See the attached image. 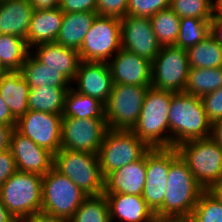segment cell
<instances>
[{
  "mask_svg": "<svg viewBox=\"0 0 222 222\" xmlns=\"http://www.w3.org/2000/svg\"><path fill=\"white\" fill-rule=\"evenodd\" d=\"M186 222H222V202L209 190H204Z\"/></svg>",
  "mask_w": 222,
  "mask_h": 222,
  "instance_id": "35",
  "label": "cell"
},
{
  "mask_svg": "<svg viewBox=\"0 0 222 222\" xmlns=\"http://www.w3.org/2000/svg\"><path fill=\"white\" fill-rule=\"evenodd\" d=\"M204 188L196 181L176 147H170L168 181L161 205V222H186Z\"/></svg>",
  "mask_w": 222,
  "mask_h": 222,
  "instance_id": "1",
  "label": "cell"
},
{
  "mask_svg": "<svg viewBox=\"0 0 222 222\" xmlns=\"http://www.w3.org/2000/svg\"><path fill=\"white\" fill-rule=\"evenodd\" d=\"M43 176L17 170L0 187V198L16 222L41 212Z\"/></svg>",
  "mask_w": 222,
  "mask_h": 222,
  "instance_id": "4",
  "label": "cell"
},
{
  "mask_svg": "<svg viewBox=\"0 0 222 222\" xmlns=\"http://www.w3.org/2000/svg\"><path fill=\"white\" fill-rule=\"evenodd\" d=\"M16 171L15 159L11 150L0 152V187Z\"/></svg>",
  "mask_w": 222,
  "mask_h": 222,
  "instance_id": "41",
  "label": "cell"
},
{
  "mask_svg": "<svg viewBox=\"0 0 222 222\" xmlns=\"http://www.w3.org/2000/svg\"><path fill=\"white\" fill-rule=\"evenodd\" d=\"M31 55L44 67L57 69L73 84L80 63L79 52L56 42L36 45ZM36 51V52H35ZM33 53V54H32Z\"/></svg>",
  "mask_w": 222,
  "mask_h": 222,
  "instance_id": "19",
  "label": "cell"
},
{
  "mask_svg": "<svg viewBox=\"0 0 222 222\" xmlns=\"http://www.w3.org/2000/svg\"><path fill=\"white\" fill-rule=\"evenodd\" d=\"M120 49V19L97 15L78 52L81 61L108 62Z\"/></svg>",
  "mask_w": 222,
  "mask_h": 222,
  "instance_id": "10",
  "label": "cell"
},
{
  "mask_svg": "<svg viewBox=\"0 0 222 222\" xmlns=\"http://www.w3.org/2000/svg\"><path fill=\"white\" fill-rule=\"evenodd\" d=\"M169 8L180 18L193 17L204 20L212 18V0H170Z\"/></svg>",
  "mask_w": 222,
  "mask_h": 222,
  "instance_id": "36",
  "label": "cell"
},
{
  "mask_svg": "<svg viewBox=\"0 0 222 222\" xmlns=\"http://www.w3.org/2000/svg\"><path fill=\"white\" fill-rule=\"evenodd\" d=\"M69 222H111L109 204L105 194L88 195Z\"/></svg>",
  "mask_w": 222,
  "mask_h": 222,
  "instance_id": "33",
  "label": "cell"
},
{
  "mask_svg": "<svg viewBox=\"0 0 222 222\" xmlns=\"http://www.w3.org/2000/svg\"><path fill=\"white\" fill-rule=\"evenodd\" d=\"M127 6L128 0H97L96 13L121 19L127 15Z\"/></svg>",
  "mask_w": 222,
  "mask_h": 222,
  "instance_id": "39",
  "label": "cell"
},
{
  "mask_svg": "<svg viewBox=\"0 0 222 222\" xmlns=\"http://www.w3.org/2000/svg\"><path fill=\"white\" fill-rule=\"evenodd\" d=\"M113 84L151 87V62L121 48L108 62Z\"/></svg>",
  "mask_w": 222,
  "mask_h": 222,
  "instance_id": "17",
  "label": "cell"
},
{
  "mask_svg": "<svg viewBox=\"0 0 222 222\" xmlns=\"http://www.w3.org/2000/svg\"><path fill=\"white\" fill-rule=\"evenodd\" d=\"M71 87L36 86L30 88L28 96L29 110L62 115L65 97Z\"/></svg>",
  "mask_w": 222,
  "mask_h": 222,
  "instance_id": "26",
  "label": "cell"
},
{
  "mask_svg": "<svg viewBox=\"0 0 222 222\" xmlns=\"http://www.w3.org/2000/svg\"><path fill=\"white\" fill-rule=\"evenodd\" d=\"M4 71H3V69L1 68V66H0V76H1V74L3 73Z\"/></svg>",
  "mask_w": 222,
  "mask_h": 222,
  "instance_id": "51",
  "label": "cell"
},
{
  "mask_svg": "<svg viewBox=\"0 0 222 222\" xmlns=\"http://www.w3.org/2000/svg\"><path fill=\"white\" fill-rule=\"evenodd\" d=\"M149 87L113 84L105 105L108 129L132 130L137 124Z\"/></svg>",
  "mask_w": 222,
  "mask_h": 222,
  "instance_id": "9",
  "label": "cell"
},
{
  "mask_svg": "<svg viewBox=\"0 0 222 222\" xmlns=\"http://www.w3.org/2000/svg\"><path fill=\"white\" fill-rule=\"evenodd\" d=\"M20 72L30 88L36 86L72 87V83L57 69L44 67L31 53L21 66Z\"/></svg>",
  "mask_w": 222,
  "mask_h": 222,
  "instance_id": "27",
  "label": "cell"
},
{
  "mask_svg": "<svg viewBox=\"0 0 222 222\" xmlns=\"http://www.w3.org/2000/svg\"><path fill=\"white\" fill-rule=\"evenodd\" d=\"M61 120L62 115L28 110L15 129L54 155L61 149Z\"/></svg>",
  "mask_w": 222,
  "mask_h": 222,
  "instance_id": "13",
  "label": "cell"
},
{
  "mask_svg": "<svg viewBox=\"0 0 222 222\" xmlns=\"http://www.w3.org/2000/svg\"><path fill=\"white\" fill-rule=\"evenodd\" d=\"M170 166V148H150L146 152V183L142 198L161 222V205L165 196Z\"/></svg>",
  "mask_w": 222,
  "mask_h": 222,
  "instance_id": "14",
  "label": "cell"
},
{
  "mask_svg": "<svg viewBox=\"0 0 222 222\" xmlns=\"http://www.w3.org/2000/svg\"><path fill=\"white\" fill-rule=\"evenodd\" d=\"M171 91L149 87L137 124L131 130L149 148H169Z\"/></svg>",
  "mask_w": 222,
  "mask_h": 222,
  "instance_id": "3",
  "label": "cell"
},
{
  "mask_svg": "<svg viewBox=\"0 0 222 222\" xmlns=\"http://www.w3.org/2000/svg\"><path fill=\"white\" fill-rule=\"evenodd\" d=\"M97 0H60L59 8L63 13L96 12Z\"/></svg>",
  "mask_w": 222,
  "mask_h": 222,
  "instance_id": "40",
  "label": "cell"
},
{
  "mask_svg": "<svg viewBox=\"0 0 222 222\" xmlns=\"http://www.w3.org/2000/svg\"><path fill=\"white\" fill-rule=\"evenodd\" d=\"M200 99L211 124L222 119V87Z\"/></svg>",
  "mask_w": 222,
  "mask_h": 222,
  "instance_id": "38",
  "label": "cell"
},
{
  "mask_svg": "<svg viewBox=\"0 0 222 222\" xmlns=\"http://www.w3.org/2000/svg\"><path fill=\"white\" fill-rule=\"evenodd\" d=\"M97 15L96 12L64 13L62 25L55 42L66 48L79 51L85 35Z\"/></svg>",
  "mask_w": 222,
  "mask_h": 222,
  "instance_id": "25",
  "label": "cell"
},
{
  "mask_svg": "<svg viewBox=\"0 0 222 222\" xmlns=\"http://www.w3.org/2000/svg\"><path fill=\"white\" fill-rule=\"evenodd\" d=\"M149 149L131 130L108 129L97 154L102 175L141 159Z\"/></svg>",
  "mask_w": 222,
  "mask_h": 222,
  "instance_id": "8",
  "label": "cell"
},
{
  "mask_svg": "<svg viewBox=\"0 0 222 222\" xmlns=\"http://www.w3.org/2000/svg\"><path fill=\"white\" fill-rule=\"evenodd\" d=\"M33 11L29 0H0V34L26 40Z\"/></svg>",
  "mask_w": 222,
  "mask_h": 222,
  "instance_id": "22",
  "label": "cell"
},
{
  "mask_svg": "<svg viewBox=\"0 0 222 222\" xmlns=\"http://www.w3.org/2000/svg\"><path fill=\"white\" fill-rule=\"evenodd\" d=\"M29 92L30 86L20 71H8L1 74L0 95L16 120L29 110Z\"/></svg>",
  "mask_w": 222,
  "mask_h": 222,
  "instance_id": "24",
  "label": "cell"
},
{
  "mask_svg": "<svg viewBox=\"0 0 222 222\" xmlns=\"http://www.w3.org/2000/svg\"><path fill=\"white\" fill-rule=\"evenodd\" d=\"M53 167L87 195L104 193V176L97 154L60 149L54 154Z\"/></svg>",
  "mask_w": 222,
  "mask_h": 222,
  "instance_id": "6",
  "label": "cell"
},
{
  "mask_svg": "<svg viewBox=\"0 0 222 222\" xmlns=\"http://www.w3.org/2000/svg\"><path fill=\"white\" fill-rule=\"evenodd\" d=\"M190 68L222 67V44L211 35L187 49Z\"/></svg>",
  "mask_w": 222,
  "mask_h": 222,
  "instance_id": "31",
  "label": "cell"
},
{
  "mask_svg": "<svg viewBox=\"0 0 222 222\" xmlns=\"http://www.w3.org/2000/svg\"><path fill=\"white\" fill-rule=\"evenodd\" d=\"M0 222H16V220L10 215L0 198Z\"/></svg>",
  "mask_w": 222,
  "mask_h": 222,
  "instance_id": "48",
  "label": "cell"
},
{
  "mask_svg": "<svg viewBox=\"0 0 222 222\" xmlns=\"http://www.w3.org/2000/svg\"><path fill=\"white\" fill-rule=\"evenodd\" d=\"M107 130L106 119L62 117L61 149L98 154Z\"/></svg>",
  "mask_w": 222,
  "mask_h": 222,
  "instance_id": "12",
  "label": "cell"
},
{
  "mask_svg": "<svg viewBox=\"0 0 222 222\" xmlns=\"http://www.w3.org/2000/svg\"><path fill=\"white\" fill-rule=\"evenodd\" d=\"M222 87V67L190 68L184 93L203 97Z\"/></svg>",
  "mask_w": 222,
  "mask_h": 222,
  "instance_id": "30",
  "label": "cell"
},
{
  "mask_svg": "<svg viewBox=\"0 0 222 222\" xmlns=\"http://www.w3.org/2000/svg\"><path fill=\"white\" fill-rule=\"evenodd\" d=\"M0 123L15 128L16 119L13 117L8 105L0 95Z\"/></svg>",
  "mask_w": 222,
  "mask_h": 222,
  "instance_id": "42",
  "label": "cell"
},
{
  "mask_svg": "<svg viewBox=\"0 0 222 222\" xmlns=\"http://www.w3.org/2000/svg\"><path fill=\"white\" fill-rule=\"evenodd\" d=\"M209 191L214 194L222 202V179L215 183Z\"/></svg>",
  "mask_w": 222,
  "mask_h": 222,
  "instance_id": "50",
  "label": "cell"
},
{
  "mask_svg": "<svg viewBox=\"0 0 222 222\" xmlns=\"http://www.w3.org/2000/svg\"><path fill=\"white\" fill-rule=\"evenodd\" d=\"M176 149L204 190L222 179V147L211 137L182 142Z\"/></svg>",
  "mask_w": 222,
  "mask_h": 222,
  "instance_id": "5",
  "label": "cell"
},
{
  "mask_svg": "<svg viewBox=\"0 0 222 222\" xmlns=\"http://www.w3.org/2000/svg\"><path fill=\"white\" fill-rule=\"evenodd\" d=\"M210 137L222 147V119L211 124Z\"/></svg>",
  "mask_w": 222,
  "mask_h": 222,
  "instance_id": "47",
  "label": "cell"
},
{
  "mask_svg": "<svg viewBox=\"0 0 222 222\" xmlns=\"http://www.w3.org/2000/svg\"><path fill=\"white\" fill-rule=\"evenodd\" d=\"M146 183L145 155L104 178V193H122L142 196Z\"/></svg>",
  "mask_w": 222,
  "mask_h": 222,
  "instance_id": "20",
  "label": "cell"
},
{
  "mask_svg": "<svg viewBox=\"0 0 222 222\" xmlns=\"http://www.w3.org/2000/svg\"><path fill=\"white\" fill-rule=\"evenodd\" d=\"M64 13L59 7L34 10L26 37L30 50L38 44L55 42L59 34Z\"/></svg>",
  "mask_w": 222,
  "mask_h": 222,
  "instance_id": "23",
  "label": "cell"
},
{
  "mask_svg": "<svg viewBox=\"0 0 222 222\" xmlns=\"http://www.w3.org/2000/svg\"><path fill=\"white\" fill-rule=\"evenodd\" d=\"M62 117L105 119V105L98 99L68 89Z\"/></svg>",
  "mask_w": 222,
  "mask_h": 222,
  "instance_id": "28",
  "label": "cell"
},
{
  "mask_svg": "<svg viewBox=\"0 0 222 222\" xmlns=\"http://www.w3.org/2000/svg\"><path fill=\"white\" fill-rule=\"evenodd\" d=\"M88 195L54 167L43 175L41 212L70 220Z\"/></svg>",
  "mask_w": 222,
  "mask_h": 222,
  "instance_id": "7",
  "label": "cell"
},
{
  "mask_svg": "<svg viewBox=\"0 0 222 222\" xmlns=\"http://www.w3.org/2000/svg\"><path fill=\"white\" fill-rule=\"evenodd\" d=\"M25 222H69V220L38 212L32 217H29Z\"/></svg>",
  "mask_w": 222,
  "mask_h": 222,
  "instance_id": "44",
  "label": "cell"
},
{
  "mask_svg": "<svg viewBox=\"0 0 222 222\" xmlns=\"http://www.w3.org/2000/svg\"><path fill=\"white\" fill-rule=\"evenodd\" d=\"M150 21L160 46H175L180 30V17L166 8L150 17Z\"/></svg>",
  "mask_w": 222,
  "mask_h": 222,
  "instance_id": "32",
  "label": "cell"
},
{
  "mask_svg": "<svg viewBox=\"0 0 222 222\" xmlns=\"http://www.w3.org/2000/svg\"><path fill=\"white\" fill-rule=\"evenodd\" d=\"M78 93L88 95L106 103L110 96L113 81L107 62L80 61L74 78Z\"/></svg>",
  "mask_w": 222,
  "mask_h": 222,
  "instance_id": "18",
  "label": "cell"
},
{
  "mask_svg": "<svg viewBox=\"0 0 222 222\" xmlns=\"http://www.w3.org/2000/svg\"><path fill=\"white\" fill-rule=\"evenodd\" d=\"M151 65V87L173 93L184 92L190 69L186 49L161 47Z\"/></svg>",
  "mask_w": 222,
  "mask_h": 222,
  "instance_id": "11",
  "label": "cell"
},
{
  "mask_svg": "<svg viewBox=\"0 0 222 222\" xmlns=\"http://www.w3.org/2000/svg\"><path fill=\"white\" fill-rule=\"evenodd\" d=\"M169 6L170 0H128L127 15L150 18Z\"/></svg>",
  "mask_w": 222,
  "mask_h": 222,
  "instance_id": "37",
  "label": "cell"
},
{
  "mask_svg": "<svg viewBox=\"0 0 222 222\" xmlns=\"http://www.w3.org/2000/svg\"><path fill=\"white\" fill-rule=\"evenodd\" d=\"M210 35V20L193 17L180 18V30L175 46L188 49Z\"/></svg>",
  "mask_w": 222,
  "mask_h": 222,
  "instance_id": "34",
  "label": "cell"
},
{
  "mask_svg": "<svg viewBox=\"0 0 222 222\" xmlns=\"http://www.w3.org/2000/svg\"><path fill=\"white\" fill-rule=\"evenodd\" d=\"M109 204L111 222H158L142 196L104 193Z\"/></svg>",
  "mask_w": 222,
  "mask_h": 222,
  "instance_id": "21",
  "label": "cell"
},
{
  "mask_svg": "<svg viewBox=\"0 0 222 222\" xmlns=\"http://www.w3.org/2000/svg\"><path fill=\"white\" fill-rule=\"evenodd\" d=\"M13 127L0 123V152L9 149Z\"/></svg>",
  "mask_w": 222,
  "mask_h": 222,
  "instance_id": "43",
  "label": "cell"
},
{
  "mask_svg": "<svg viewBox=\"0 0 222 222\" xmlns=\"http://www.w3.org/2000/svg\"><path fill=\"white\" fill-rule=\"evenodd\" d=\"M169 148L180 143L210 137L211 123L199 97L172 93L169 109Z\"/></svg>",
  "mask_w": 222,
  "mask_h": 222,
  "instance_id": "2",
  "label": "cell"
},
{
  "mask_svg": "<svg viewBox=\"0 0 222 222\" xmlns=\"http://www.w3.org/2000/svg\"><path fill=\"white\" fill-rule=\"evenodd\" d=\"M34 10H46L59 7L60 0H29Z\"/></svg>",
  "mask_w": 222,
  "mask_h": 222,
  "instance_id": "46",
  "label": "cell"
},
{
  "mask_svg": "<svg viewBox=\"0 0 222 222\" xmlns=\"http://www.w3.org/2000/svg\"><path fill=\"white\" fill-rule=\"evenodd\" d=\"M212 18H222V0H212Z\"/></svg>",
  "mask_w": 222,
  "mask_h": 222,
  "instance_id": "49",
  "label": "cell"
},
{
  "mask_svg": "<svg viewBox=\"0 0 222 222\" xmlns=\"http://www.w3.org/2000/svg\"><path fill=\"white\" fill-rule=\"evenodd\" d=\"M9 149L19 171L43 176L53 168L54 155L15 128L11 133Z\"/></svg>",
  "mask_w": 222,
  "mask_h": 222,
  "instance_id": "16",
  "label": "cell"
},
{
  "mask_svg": "<svg viewBox=\"0 0 222 222\" xmlns=\"http://www.w3.org/2000/svg\"><path fill=\"white\" fill-rule=\"evenodd\" d=\"M120 24L121 48L152 62L161 46L152 29L150 18L126 15L120 19Z\"/></svg>",
  "mask_w": 222,
  "mask_h": 222,
  "instance_id": "15",
  "label": "cell"
},
{
  "mask_svg": "<svg viewBox=\"0 0 222 222\" xmlns=\"http://www.w3.org/2000/svg\"><path fill=\"white\" fill-rule=\"evenodd\" d=\"M29 54L30 48L25 39L0 34V66L4 72L20 71Z\"/></svg>",
  "mask_w": 222,
  "mask_h": 222,
  "instance_id": "29",
  "label": "cell"
},
{
  "mask_svg": "<svg viewBox=\"0 0 222 222\" xmlns=\"http://www.w3.org/2000/svg\"><path fill=\"white\" fill-rule=\"evenodd\" d=\"M210 35L222 44V18H211Z\"/></svg>",
  "mask_w": 222,
  "mask_h": 222,
  "instance_id": "45",
  "label": "cell"
}]
</instances>
